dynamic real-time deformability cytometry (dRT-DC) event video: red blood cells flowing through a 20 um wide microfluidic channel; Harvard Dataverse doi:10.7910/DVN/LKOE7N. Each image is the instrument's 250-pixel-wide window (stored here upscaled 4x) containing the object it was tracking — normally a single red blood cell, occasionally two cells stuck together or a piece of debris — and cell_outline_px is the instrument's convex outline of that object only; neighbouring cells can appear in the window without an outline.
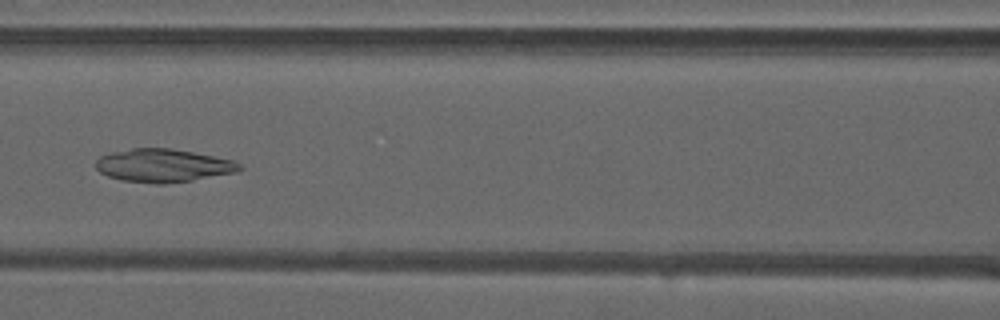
{"species": "common noctule bat (a hibernating species)", "species_latin": "Nyctalus noctula", "temperature_condition": "warm", "stored_images_in_passage": 50, "camera_frame_rate_fps": 3000, "um_per_image_px": 0.085, "animal": {"sex": "male", "forearm_length_mm": 52.5}, "frame": {"image": 1, "passage_image": 23, "time_ms": 7.333, "image_size_px": [1000, 320], "cell_outline_px": [[244, 168], [236, 172], [192, 180], [164, 184], [156, 184], [120, 180], [108, 176], [100, 172], [96, 168], [96, 160], [100, 156], [112, 152], [132, 148], [172, 148], [232, 160], [240, 164]], "centroid_in_image_um": [13.84, 14.07], "position_along_channel_um": 152.8, "area_um2": 27.69}}
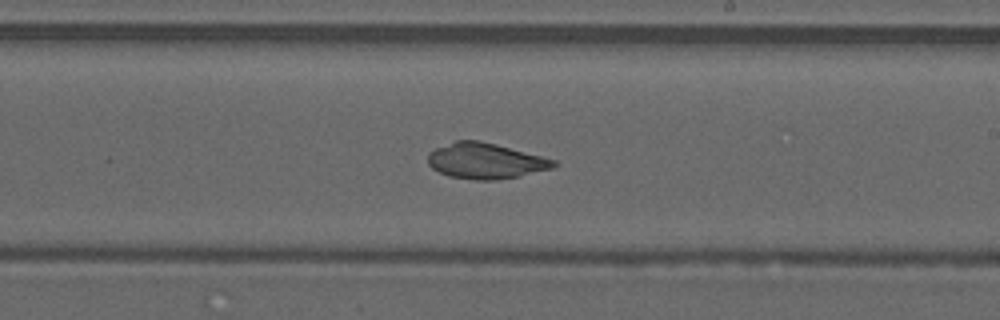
{"frame": {"image": 2, "passage_image": 30, "time_ms": 9.667, "image_size_px": [1000, 320], "cell_outline_px": [[556, 164], [552, 168], [520, 176], [496, 180], [476, 180], [448, 176], [432, 168], [428, 164], [428, 152], [436, 148], [456, 140], [480, 140], [496, 144], [556, 160]], "centroid_in_image_um": [41.24, 13.68], "position_along_channel_um": 247.8, "area_um2": 26.07}}
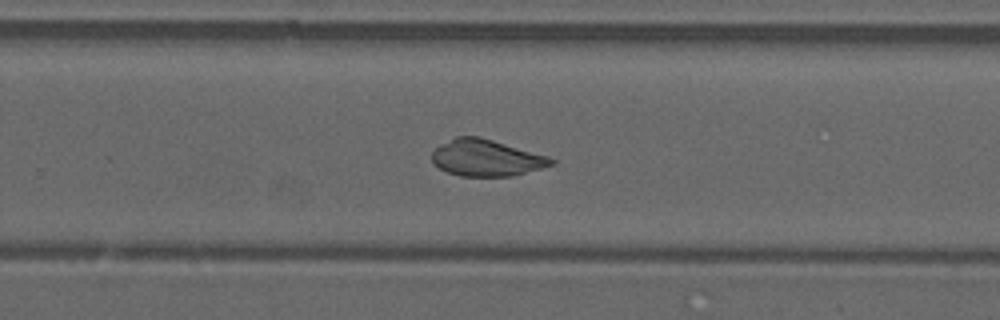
{"frame": {"image": 3, "passage_image": 33, "time_ms": 10.667, "image_size_px": [1000, 320], "cell_outline_px": [[556, 164], [512, 176], [460, 176], [448, 172], [440, 168], [432, 160], [432, 152], [440, 144], [456, 136], [480, 136], [548, 156], [556, 160]], "centroid_in_image_um": [41.35, 13.41], "position_along_channel_um": 288.4, "area_um2": 25.37}, "authors_computed_cell_mechanics": {"area_um2": 28.611, "velocity_mm_per_s": 4.085, "shape_relaxation_time_tau1_ms": null, "shape_relaxation_time_tau2_ms": 3.62, "deformation_change_tau1": null, "deformation_change_tau2": 0.0675}}